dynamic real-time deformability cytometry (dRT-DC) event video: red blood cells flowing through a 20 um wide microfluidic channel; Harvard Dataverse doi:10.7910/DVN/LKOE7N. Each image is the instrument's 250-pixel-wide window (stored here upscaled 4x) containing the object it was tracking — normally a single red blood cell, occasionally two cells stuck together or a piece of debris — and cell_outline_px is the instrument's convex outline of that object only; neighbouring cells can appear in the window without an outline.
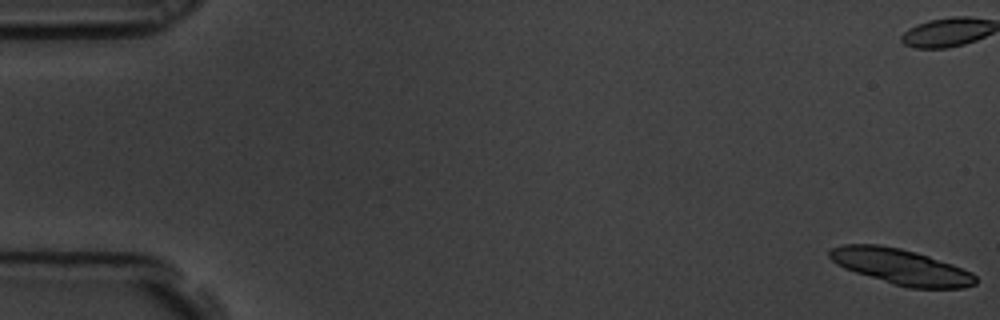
{"species": "common noctule bat (a hibernating species)", "species_latin": "Nyctalus noctula", "temperature_condition": "room temperature", "stored_images_in_passage": 33, "camera_frame_rate_fps": 3000, "um_per_image_px": 0.085, "animal": {"sex": "male", "body_mass_g": 19.5, "forearm_length_mm": 54.6}, "frame": {"image": 1, "passage_image": 1, "time_ms": 0.0, "image_size_px": [1000, 320], "cell_outline_px": [[976, 284], [964, 288], [908, 288], [892, 284], [844, 268], [836, 264], [828, 256], [828, 252], [832, 248], [844, 244], [880, 244], [900, 248], [916, 252], [952, 264], [972, 272], [976, 276]], "centroid_in_image_um": [76.58, 22.67], "position_along_channel_um": 8.4, "area_um2": 30.29}}